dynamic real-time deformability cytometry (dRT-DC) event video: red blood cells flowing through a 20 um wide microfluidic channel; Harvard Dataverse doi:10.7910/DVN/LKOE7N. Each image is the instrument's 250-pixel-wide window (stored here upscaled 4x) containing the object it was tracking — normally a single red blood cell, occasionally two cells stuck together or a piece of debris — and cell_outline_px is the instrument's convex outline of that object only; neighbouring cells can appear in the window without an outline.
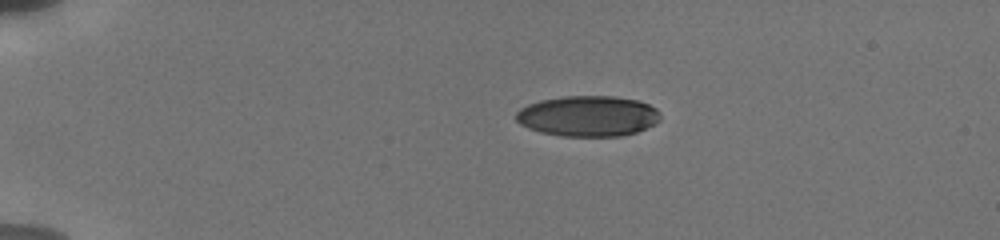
{"species": "human", "species_latin": "Homo sapiens", "temperature_condition": "cold", "stored_images_in_passage": 20, "camera_frame_rate_fps": 3000, "um_per_image_px": 0.085, "donor": {"sex": "male"}, "frame": {"image": 1, "passage_image": 1, "time_ms": 0.0, "image_size_px": [1000, 240], "cell_outline_px": [[660, 120], [656, 124], [636, 132], [620, 136], [560, 136], [540, 132], [528, 128], [520, 124], [516, 120], [516, 112], [520, 108], [528, 104], [540, 100], [564, 96], [612, 96], [636, 100], [648, 104], [656, 108], [660, 112]], "centroid_in_image_um": [49.98, 9.87], "position_along_channel_um": 35.0, "area_um2": 34.33}}
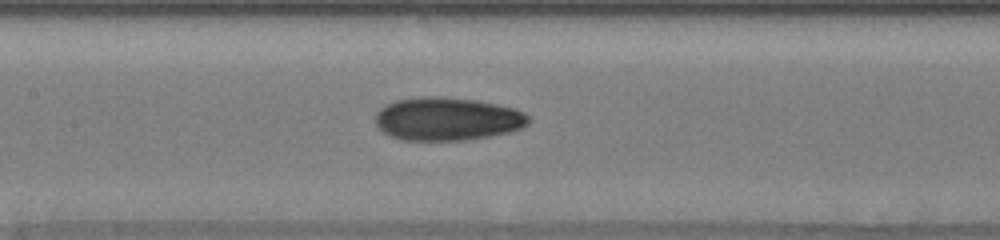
{"frame": {"image": 2, "passage_image": 18, "time_ms": 5.333, "image_size_px": [1000, 240], "cell_outline_px": [[532, 120], [528, 124], [520, 128], [508, 132], [468, 140], [400, 140], [384, 132], [376, 124], [376, 112], [380, 108], [396, 100], [424, 96], [432, 96], [476, 100], [516, 108], [524, 112]], "centroid_in_image_um": [38.04, 10.11], "position_along_channel_um": 169.4, "area_um2": 38.44}}
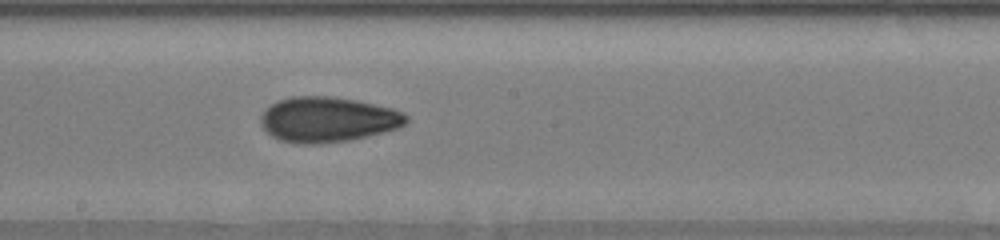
{"frame": {"image": 3, "passage_image": 20, "time_ms": 6.667, "image_size_px": [1000, 240], "cell_outline_px": [[408, 120], [404, 124], [396, 128], [348, 140], [316, 144], [304, 144], [280, 140], [272, 136], [260, 124], [260, 116], [264, 108], [276, 100], [292, 96], [328, 96], [356, 100], [392, 108], [404, 112], [408, 116]], "centroid_in_image_um": [27.8, 10.14], "position_along_channel_um": 220.4, "area_um2": 38.21}}